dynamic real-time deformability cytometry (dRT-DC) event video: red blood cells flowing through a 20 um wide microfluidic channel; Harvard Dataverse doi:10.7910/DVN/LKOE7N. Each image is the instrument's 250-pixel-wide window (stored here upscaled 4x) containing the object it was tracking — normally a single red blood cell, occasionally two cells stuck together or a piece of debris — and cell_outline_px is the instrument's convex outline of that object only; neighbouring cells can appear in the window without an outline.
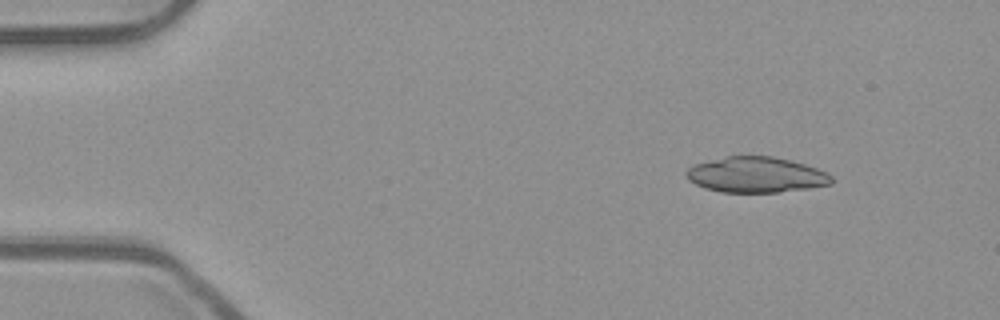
{"species": "common noctule bat (a hibernating species)", "species_latin": "Nyctalus noctula", "temperature_condition": "room temperature", "stored_images_in_passage": 11, "camera_frame_rate_fps": 3000, "um_per_image_px": 0.085, "animal": {"sex": "male", "body_mass_g": 23.1, "forearm_length_mm": 52.7}, "frame": {"image": 1, "passage_image": 1, "time_ms": 0.0, "image_size_px": [1000, 320], "cell_outline_px": [[832, 184], [808, 188], [780, 192], [720, 192], [704, 188], [688, 180], [684, 172], [688, 168], [696, 164], [724, 156], [772, 156], [792, 160], [816, 168], [832, 176]], "centroid_in_image_um": [64.24, 14.85], "position_along_channel_um": 20.8, "area_um2": 30.11}}